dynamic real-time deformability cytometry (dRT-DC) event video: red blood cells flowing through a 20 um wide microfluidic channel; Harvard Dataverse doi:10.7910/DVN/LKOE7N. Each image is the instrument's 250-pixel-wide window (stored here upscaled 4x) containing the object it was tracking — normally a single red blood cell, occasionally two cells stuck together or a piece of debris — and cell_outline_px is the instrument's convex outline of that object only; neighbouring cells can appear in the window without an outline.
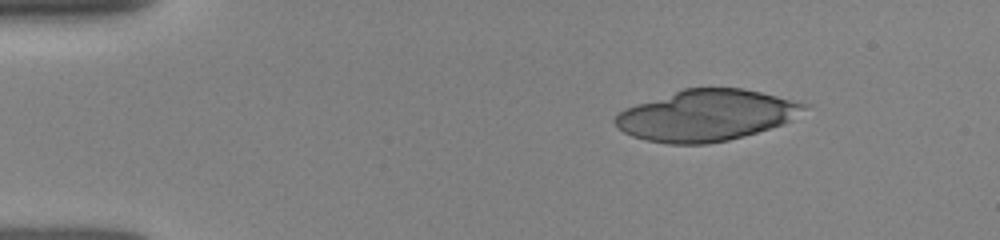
{"species": "human", "species_latin": "Homo sapiens", "temperature_condition": "room temperature", "stored_images_in_passage": 16, "camera_frame_rate_fps": 3000, "um_per_image_px": 0.085, "donor": {"sex": "female"}, "frame": {"image": 1, "passage_image": 1, "time_ms": 0.0, "image_size_px": [1000, 240], "cell_outline_px": [[808, 104], [804, 108], [784, 124], [744, 136], [728, 140], [708, 144], [668, 144], [648, 140], [632, 136], [624, 132], [612, 120], [624, 108], [684, 88], [744, 88]], "centroid_in_image_um": [59.99, 9.81], "position_along_channel_um": 25.0, "area_um2": 55.72}}